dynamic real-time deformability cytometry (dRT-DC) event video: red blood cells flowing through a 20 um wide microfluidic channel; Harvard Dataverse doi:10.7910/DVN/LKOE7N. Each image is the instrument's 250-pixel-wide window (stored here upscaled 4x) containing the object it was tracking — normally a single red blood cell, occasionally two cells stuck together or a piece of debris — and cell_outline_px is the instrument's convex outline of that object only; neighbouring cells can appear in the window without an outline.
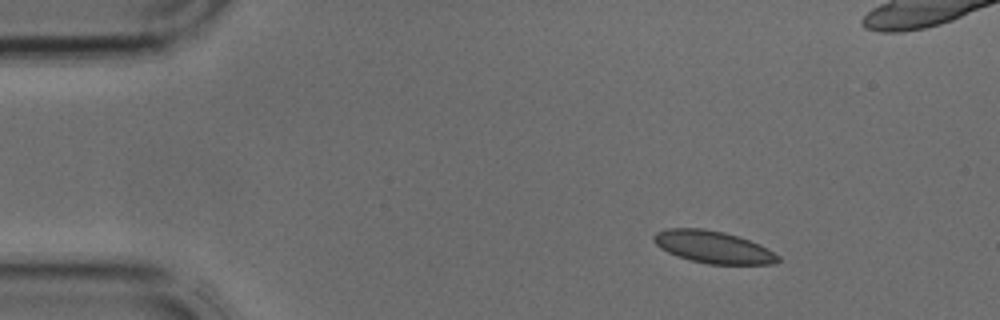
{"species": "common noctule bat (a hibernating species)", "species_latin": "Nyctalus noctula", "temperature_condition": "cold", "stored_images_in_passage": 3, "camera_frame_rate_fps": 3000, "um_per_image_px": 0.085, "animal": {"sex": "male", "body_mass_g": 17.9, "forearm_length_mm": 54.2}, "frame": {"image": 1, "passage_image": 1, "time_ms": 0.0, "image_size_px": [1000, 320], "cell_outline_px": [[780, 260], [772, 264], [708, 264], [688, 260], [676, 256], [660, 248], [652, 240], [652, 236], [656, 232], [664, 228], [704, 228], [724, 232], [760, 244], [768, 248], [780, 256]], "centroid_in_image_um": [60.58, 20.99], "position_along_channel_um": 24.4, "area_um2": 23.52}}